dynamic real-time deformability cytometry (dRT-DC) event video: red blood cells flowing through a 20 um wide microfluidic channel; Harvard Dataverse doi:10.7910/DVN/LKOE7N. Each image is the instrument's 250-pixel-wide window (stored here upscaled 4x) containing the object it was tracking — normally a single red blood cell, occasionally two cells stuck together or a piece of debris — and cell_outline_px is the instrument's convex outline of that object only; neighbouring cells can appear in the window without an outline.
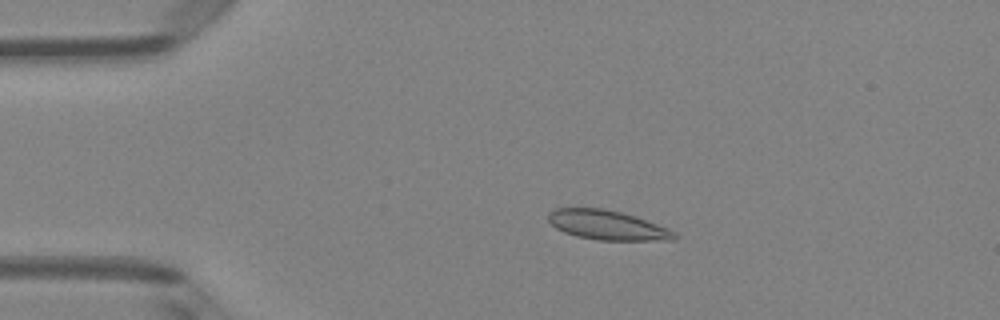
{"species": "Egyptian fruit bat (a non-hibernating species)", "species_latin": "Rousettus aegyptiacus", "temperature_condition": "room temperature", "stored_images_in_passage": 51, "camera_frame_rate_fps": 3000, "um_per_image_px": 0.085, "animal": {"sex": "female"}, "frame": {"image": 1, "passage_image": 11, "time_ms": 3.333, "image_size_px": [1000, 320], "cell_outline_px": [[680, 236], [676, 240], [596, 240], [576, 236], [564, 232], [556, 228], [548, 220], [548, 212], [556, 208], [604, 208], [620, 212], [668, 228], [676, 232]], "centroid_in_image_um": [51.62, 19.14], "position_along_channel_um": 33.4, "area_um2": 21.62}}
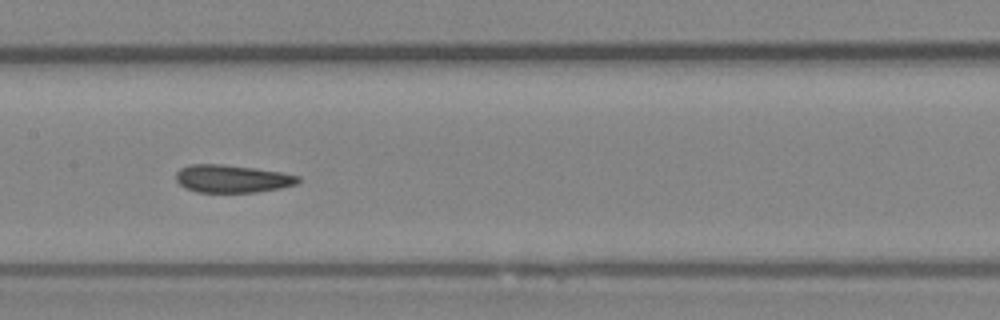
{"frame": {"image": 2, "passage_image": 26, "time_ms": 8.333, "image_size_px": [1000, 320], "cell_outline_px": [[300, 180], [296, 184], [280, 188], [256, 192], [196, 192], [184, 188], [176, 180], [176, 172], [180, 168], [188, 164], [220, 164], [256, 168], [280, 172], [300, 176]], "centroid_in_image_um": [19.7, 15.19], "position_along_channel_um": 187.7, "area_um2": 19.83}}
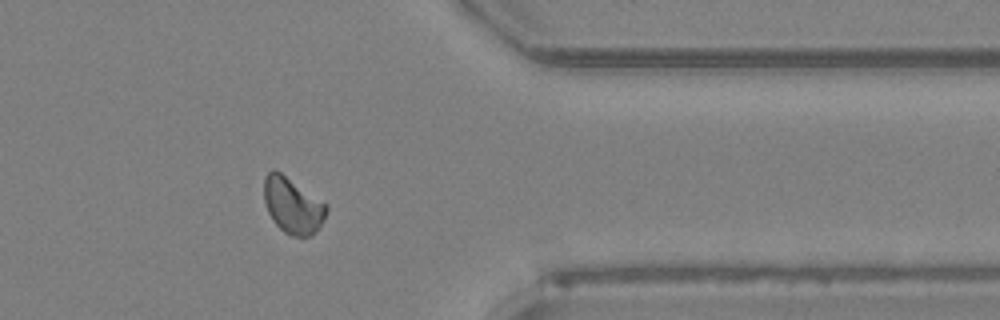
{"frame": {"image": 3, "passage_image": 42, "time_ms": 13.667, "image_size_px": [1000, 320], "cell_outline_px": [[328, 208], [324, 220], [320, 228], [316, 232], [308, 236], [292, 236], [284, 232], [272, 220], [268, 212], [264, 200], [264, 176], [272, 168], [276, 168], [328, 204]], "centroid_in_image_um": [24.88, 17.43], "position_along_channel_um": 386.5, "area_um2": 20.75}, "authors_computed_cell_mechanics": {"area_um2": 20.4612, "velocity_mm_per_s": 3.988, "shape_relaxation_time_tau1_ms": 3.1125, "shape_relaxation_time_tau2_ms": 1.51, "deformation_change_tau1": 0.1027, "deformation_change_tau2": 0.0846}}